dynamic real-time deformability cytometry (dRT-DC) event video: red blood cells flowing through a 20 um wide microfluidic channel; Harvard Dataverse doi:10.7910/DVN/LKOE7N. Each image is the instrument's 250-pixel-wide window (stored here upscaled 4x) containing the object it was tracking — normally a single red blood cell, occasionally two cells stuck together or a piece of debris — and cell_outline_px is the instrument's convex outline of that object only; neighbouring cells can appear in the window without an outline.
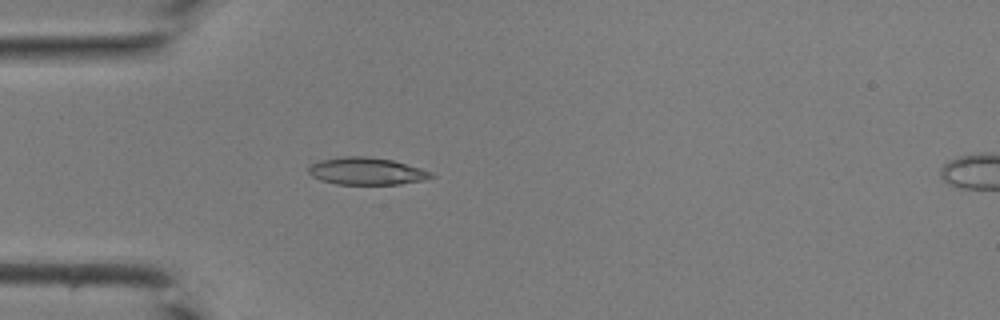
{"species": "common noctule bat (a hibernating species)", "species_latin": "Nyctalus noctula", "temperature_condition": "room temperature", "stored_images_in_passage": 35, "camera_frame_rate_fps": 3000, "um_per_image_px": 0.085, "animal": {"sex": "male", "body_mass_g": 19.0, "forearm_length_mm": 50.8}, "frame": {"image": 1, "passage_image": 6, "time_ms": 1.667, "image_size_px": [1000, 320], "cell_outline_px": [[436, 176], [420, 180], [400, 184], [336, 184], [320, 180], [312, 176], [308, 172], [308, 164], [320, 160], [344, 156], [368, 156], [392, 160], [420, 168], [432, 172]], "centroid_in_image_um": [31.1, 14.54], "position_along_channel_um": 53.9, "area_um2": 19.48}}
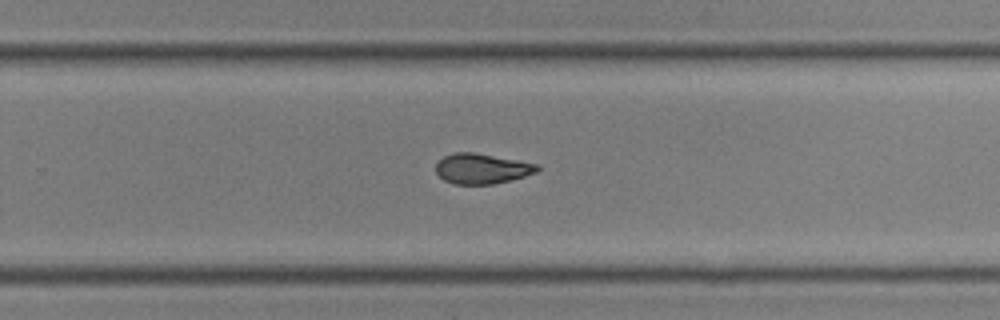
{"frame": {"image": 2, "passage_image": 21, "time_ms": 6.667, "image_size_px": [1000, 320], "cell_outline_px": [[540, 168], [536, 172], [524, 176], [492, 184], [452, 184], [444, 180], [436, 172], [436, 164], [444, 156], [452, 152], [472, 152], [540, 164]], "centroid_in_image_um": [40.94, 14.33], "position_along_channel_um": 288.9, "area_um2": 17.74}}
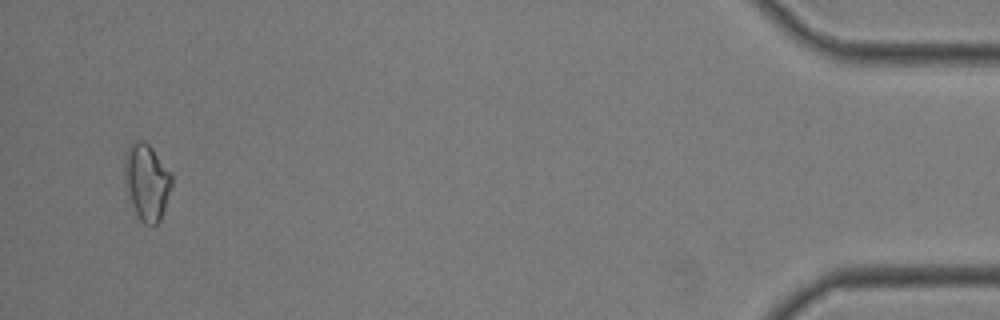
{"frame": {"image": 3, "passage_image": 34, "time_ms": 11.0, "image_size_px": [1000, 320], "cell_outline_px": [[172, 188], [160, 220], [156, 224], [144, 224], [140, 220], [132, 204], [124, 172], [124, 164], [128, 144], [136, 140], [144, 140], [152, 148], [172, 172]], "centroid_in_image_um": [12.51, 15.42], "position_along_channel_um": 422.7, "area_um2": 20.87}}